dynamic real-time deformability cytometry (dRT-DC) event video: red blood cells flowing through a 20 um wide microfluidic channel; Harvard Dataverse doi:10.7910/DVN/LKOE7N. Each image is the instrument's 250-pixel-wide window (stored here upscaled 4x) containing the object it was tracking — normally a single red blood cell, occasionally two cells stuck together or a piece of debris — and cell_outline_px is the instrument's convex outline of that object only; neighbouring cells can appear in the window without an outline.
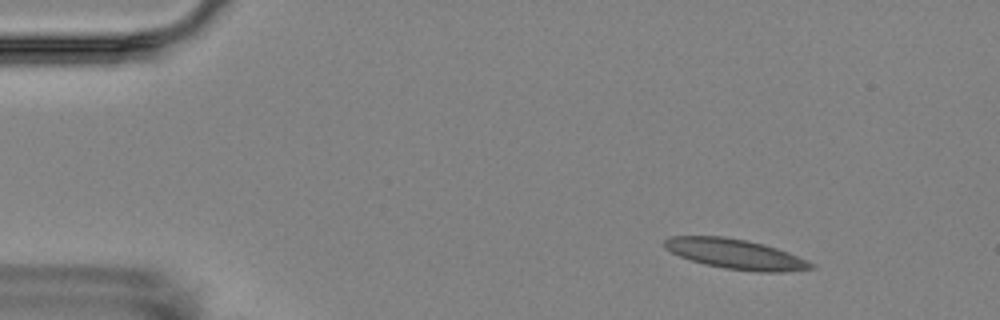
{"species": "Egyptian fruit bat (a non-hibernating species)", "species_latin": "Rousettus aegyptiacus", "temperature_condition": "room temperature", "stored_images_in_passage": 16, "camera_frame_rate_fps": 3000, "um_per_image_px": 0.085, "animal": {"sex": "female"}, "frame": {"image": 1, "passage_image": 2, "time_ms": 1.0, "image_size_px": [1000, 320], "cell_outline_px": [[816, 268], [784, 272], [756, 272], [724, 268], [692, 260], [680, 256], [664, 248], [664, 240], [668, 236], [724, 236], [764, 244], [788, 252], [808, 260], [816, 264]], "centroid_in_image_um": [62.56, 21.59], "position_along_channel_um": 22.4, "area_um2": 25.55}}
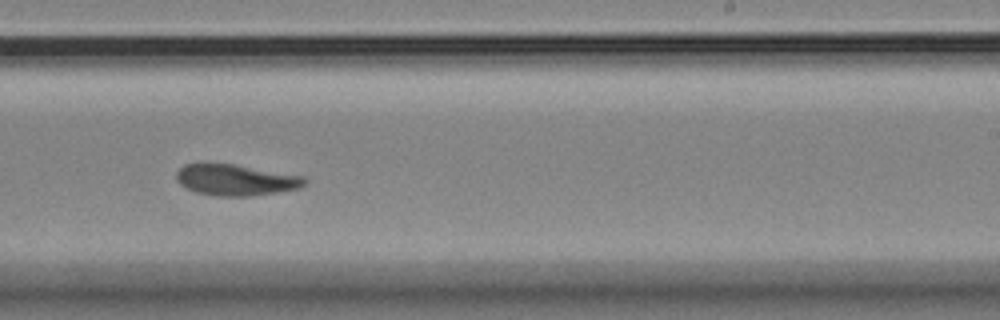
{"frame": {"image": 2, "passage_image": 10, "time_ms": 10.333, "image_size_px": [1000, 320], "cell_outline_px": [[308, 184], [300, 188], [252, 196], [216, 196], [196, 192], [180, 184], [176, 180], [176, 172], [184, 164], [200, 160], [204, 160], [232, 164], [304, 176], [308, 180]], "centroid_in_image_um": [19.99, 15.26], "position_along_channel_um": 269.0, "area_um2": 23.93}}
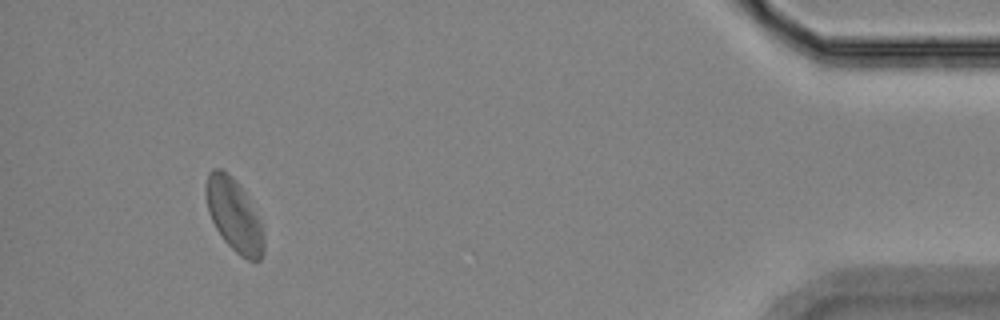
{"frame": {"image": 3, "passage_image": 15, "time_ms": 16.333, "image_size_px": [1000, 320], "cell_outline_px": [[264, 252], [260, 260], [248, 260], [240, 256], [224, 240], [216, 228], [208, 212], [204, 192], [204, 184], [208, 172], [212, 168], [220, 168], [228, 172], [240, 184], [260, 220], [264, 236]], "centroid_in_image_um": [19.87, 18.24], "position_along_channel_um": 415.3, "area_um2": 24.8}, "authors_computed_cell_mechanics": {"area_um2": 24.3049, "velocity_mm_per_s": 3.4859, "shape_relaxation_time_tau1_ms": null, "shape_relaxation_time_tau2_ms": 1.7093, "deformation_change_tau1": null, "deformation_change_tau2": 0.0594}}